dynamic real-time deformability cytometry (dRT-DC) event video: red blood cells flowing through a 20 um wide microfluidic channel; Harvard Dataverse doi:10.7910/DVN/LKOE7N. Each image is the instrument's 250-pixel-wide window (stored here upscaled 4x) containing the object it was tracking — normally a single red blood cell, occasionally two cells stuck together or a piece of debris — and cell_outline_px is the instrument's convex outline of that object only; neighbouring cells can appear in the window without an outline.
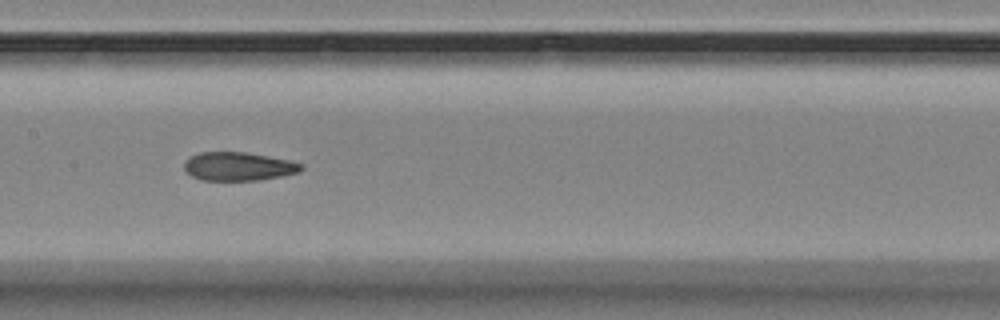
{"species": "Egyptian fruit bat (a non-hibernating species)", "species_latin": "Rousettus aegyptiacus", "temperature_condition": "room temperature", "stored_images_in_passage": 8, "camera_frame_rate_fps": 3000, "um_per_image_px": 0.085, "animal": {"sex": "female"}, "frame": {"image": 1, "passage_image": 8, "time_ms": 8.333, "image_size_px": [1000, 320], "cell_outline_px": [[304, 168], [300, 172], [284, 176], [260, 180], [200, 180], [192, 176], [184, 168], [184, 160], [200, 152], [244, 152], [268, 156], [288, 160], [304, 164]], "centroid_in_image_um": [20.3, 14.15], "position_along_channel_um": 187.1, "area_um2": 19.54}}